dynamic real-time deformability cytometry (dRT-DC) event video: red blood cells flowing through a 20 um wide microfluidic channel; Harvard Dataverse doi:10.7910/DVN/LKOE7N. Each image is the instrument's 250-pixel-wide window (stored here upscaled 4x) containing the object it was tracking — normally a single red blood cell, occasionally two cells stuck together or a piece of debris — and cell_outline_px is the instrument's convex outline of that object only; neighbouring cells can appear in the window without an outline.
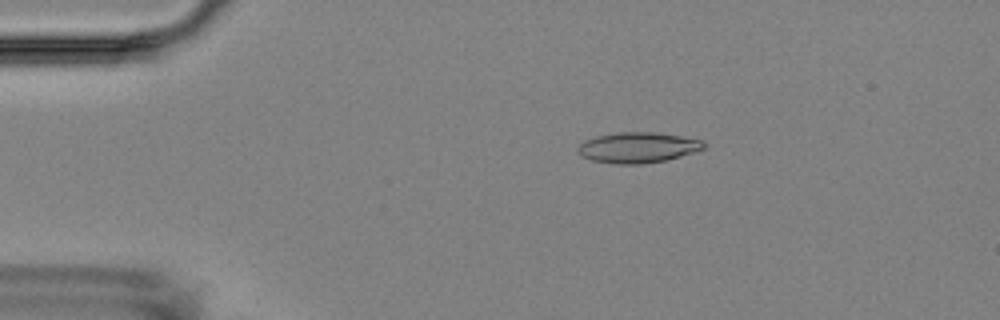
{"species": "Egyptian fruit bat (a non-hibernating species)", "species_latin": "Rousettus aegyptiacus", "temperature_condition": "room temperature", "stored_images_in_passage": 4, "camera_frame_rate_fps": 3000, "um_per_image_px": 0.085, "animal": {"sex": "female"}, "frame": {"image": 1, "passage_image": 3, "time_ms": 2.333, "image_size_px": [1000, 320], "cell_outline_px": [[708, 144], [704, 148], [696, 152], [664, 160], [640, 164], [616, 164], [592, 160], [576, 152], [576, 148], [584, 140], [596, 136], [616, 132], [656, 132], [704, 140]], "centroid_in_image_um": [54.23, 12.53], "position_along_channel_um": 30.8, "area_um2": 22.54}}